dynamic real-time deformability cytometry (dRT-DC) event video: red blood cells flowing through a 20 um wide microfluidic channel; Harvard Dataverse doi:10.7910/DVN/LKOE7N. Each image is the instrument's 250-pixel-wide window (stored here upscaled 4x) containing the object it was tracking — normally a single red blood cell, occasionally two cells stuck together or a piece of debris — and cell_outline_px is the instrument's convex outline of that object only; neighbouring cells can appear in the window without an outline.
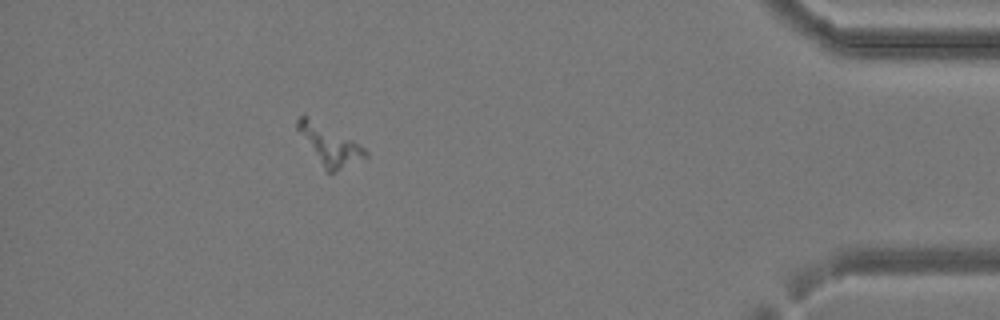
{"species": "common noctule bat (a hibernating species)", "species_latin": "Nyctalus noctula", "temperature_condition": "cold", "stored_images_in_passage": 36, "segment_of_instrument_passage": [1, 2], "camera_frame_rate_fps": 3000, "um_per_image_px": 0.085, "animal": {"sex": "female", "body_mass_g": 24.6, "forearm_length_mm": 56.2}, "frame": {"image": 1, "passage_image": 31, "time_ms": 10.0, "image_size_px": [1000, 320], "cell_outline_px": [[368, 156], [336, 172], [324, 172], [296, 128], [296, 120], [304, 112], [360, 144], [368, 152]], "centroid_in_image_um": [27.97, 12.29], "position_along_channel_um": 407.2, "area_um2": 16.13}}